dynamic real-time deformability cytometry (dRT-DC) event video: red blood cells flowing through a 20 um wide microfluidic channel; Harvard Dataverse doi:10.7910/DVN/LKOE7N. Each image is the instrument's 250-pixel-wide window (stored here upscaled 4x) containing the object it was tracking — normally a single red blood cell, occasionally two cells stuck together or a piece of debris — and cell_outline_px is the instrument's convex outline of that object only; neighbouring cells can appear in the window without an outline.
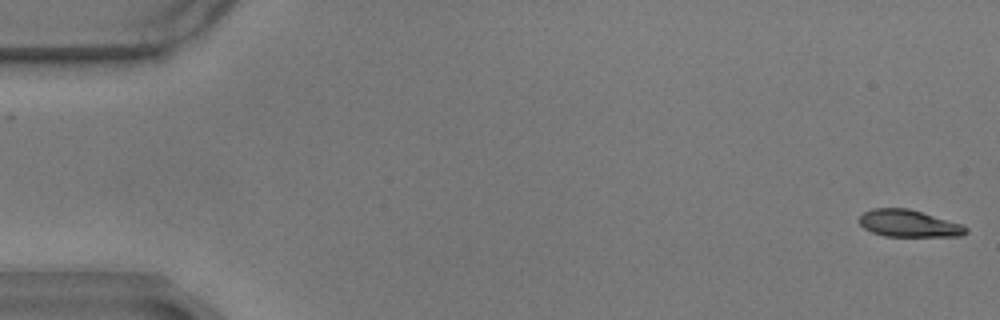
{"species": "common noctule bat (a hibernating species)", "species_latin": "Nyctalus noctula", "temperature_condition": "warm", "stored_images_in_passage": 59, "camera_frame_rate_fps": 3000, "um_per_image_px": 0.085, "animal": {"sex": "male", "body_mass_g": 17.9}, "frame": {"image": 1, "passage_image": 1, "time_ms": 0.0, "image_size_px": [1000, 320], "cell_outline_px": [[968, 232], [960, 236], [884, 236], [872, 232], [864, 228], [860, 224], [860, 216], [864, 212], [872, 208], [908, 208], [960, 224], [968, 228]], "centroid_in_image_um": [77.22, 19.0], "position_along_channel_um": 7.8, "area_um2": 16.59}}
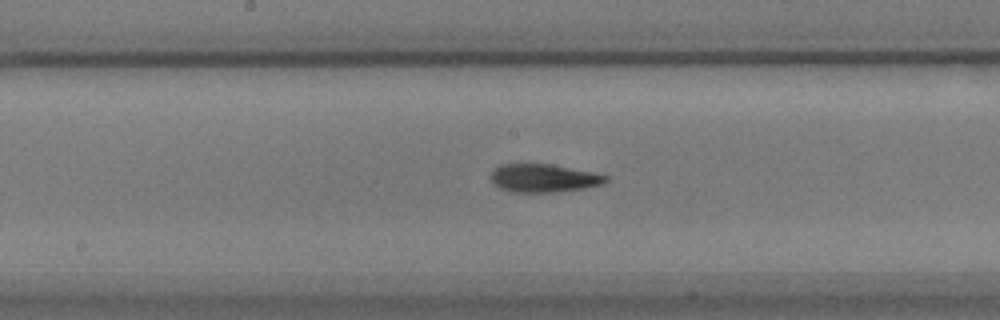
{"frame": {"image": 2, "passage_image": 30, "time_ms": 9.667, "image_size_px": [1000, 320], "cell_outline_px": [[608, 180], [604, 184], [584, 188], [552, 192], [512, 192], [500, 188], [492, 184], [492, 168], [500, 164], [552, 164], [592, 172], [608, 176]], "centroid_in_image_um": [46.19, 15.13], "position_along_channel_um": 202.0, "area_um2": 18.9}}
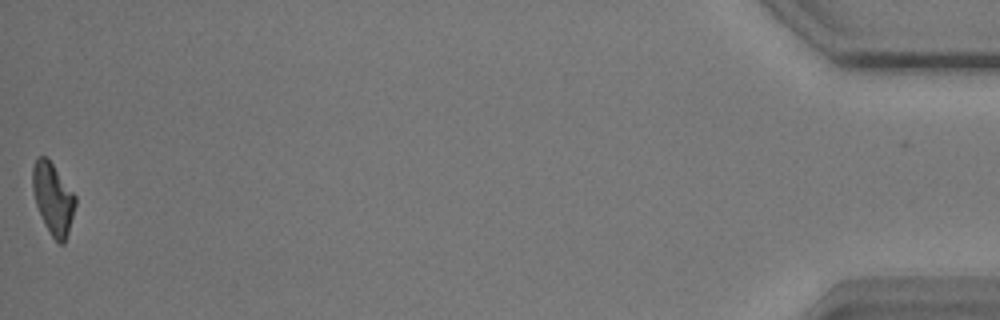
{"frame": {"image": 3, "passage_image": 58, "time_ms": 19.0, "image_size_px": [1000, 320], "cell_outline_px": [[76, 204], [68, 232], [64, 244], [60, 244], [52, 236], [44, 224], [36, 204], [32, 188], [32, 168], [36, 156], [44, 156], [52, 164], [76, 196]], "centroid_in_image_um": [4.49, 16.88], "position_along_channel_um": 430.7, "area_um2": 17.57}, "authors_computed_cell_mechanics": {"area_um2": 18.3804, "velocity_mm_per_s": 3.4813, "shape_relaxation_time_tau1_ms": 6.6125, "shape_relaxation_time_tau2_ms": 5.8724, "deformation_change_tau1": 0.19, "deformation_change_tau2": 0.1408}}